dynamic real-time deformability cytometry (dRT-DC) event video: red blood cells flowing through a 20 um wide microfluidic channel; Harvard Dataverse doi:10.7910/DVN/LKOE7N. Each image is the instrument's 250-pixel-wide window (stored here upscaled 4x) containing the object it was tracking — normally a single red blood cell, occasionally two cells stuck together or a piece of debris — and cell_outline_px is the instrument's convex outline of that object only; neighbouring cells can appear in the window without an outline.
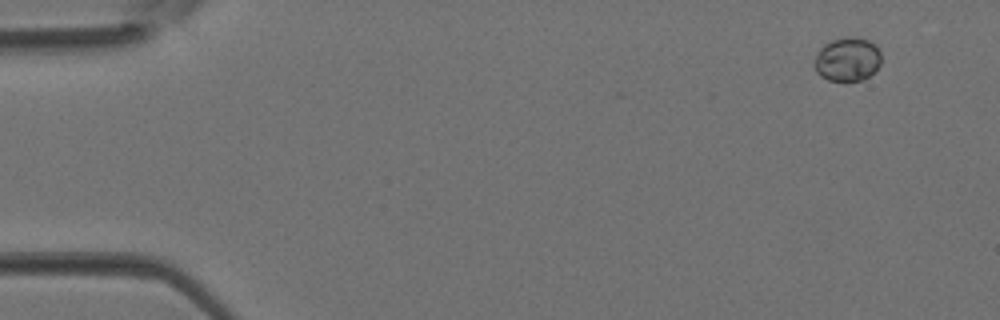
{"species": "Egyptian fruit bat (a non-hibernating species)", "species_latin": "Rousettus aegyptiacus", "temperature_condition": "room temperature", "stored_images_in_passage": 3, "camera_frame_rate_fps": 3000, "um_per_image_px": 0.085, "animal": {"sex": "female"}, "frame": {"image": 1, "passage_image": 1, "time_ms": 0.0, "image_size_px": [1000, 320], "cell_outline_px": [[880, 64], [864, 80], [828, 80], [820, 76], [816, 72], [812, 64], [816, 52], [824, 44], [832, 40], [844, 36], [852, 36], [868, 40], [876, 44], [880, 52]], "centroid_in_image_um": [71.98, 5.02], "position_along_channel_um": 13.0, "area_um2": 17.28}}